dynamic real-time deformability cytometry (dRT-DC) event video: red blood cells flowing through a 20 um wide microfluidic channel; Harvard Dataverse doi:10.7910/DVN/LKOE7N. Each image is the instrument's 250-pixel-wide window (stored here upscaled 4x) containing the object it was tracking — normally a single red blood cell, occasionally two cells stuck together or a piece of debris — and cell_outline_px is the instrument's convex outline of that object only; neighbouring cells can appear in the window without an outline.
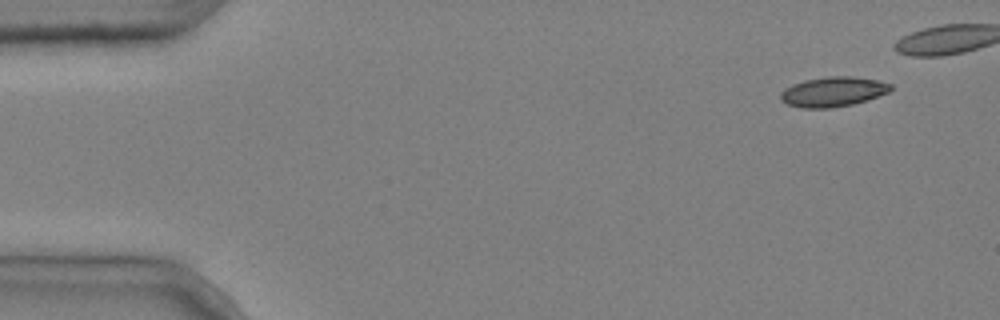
{"species": "common noctule bat (a hibernating species)", "species_latin": "Nyctalus noctula", "temperature_condition": "cold", "stored_images_in_passage": 5, "camera_frame_rate_fps": 3000, "um_per_image_px": 0.085, "animal": {"sex": "male", "body_mass_g": 20.4}, "frame": {"image": 1, "passage_image": 1, "time_ms": 0.0, "image_size_px": [1000, 320], "cell_outline_px": [[892, 88], [888, 92], [852, 104], [828, 108], [800, 108], [788, 104], [780, 100], [780, 92], [784, 88], [792, 84], [804, 80], [828, 76], [852, 76], [876, 80], [892, 84]], "centroid_in_image_um": [70.75, 7.79], "position_along_channel_um": 14.3, "area_um2": 19.02}}